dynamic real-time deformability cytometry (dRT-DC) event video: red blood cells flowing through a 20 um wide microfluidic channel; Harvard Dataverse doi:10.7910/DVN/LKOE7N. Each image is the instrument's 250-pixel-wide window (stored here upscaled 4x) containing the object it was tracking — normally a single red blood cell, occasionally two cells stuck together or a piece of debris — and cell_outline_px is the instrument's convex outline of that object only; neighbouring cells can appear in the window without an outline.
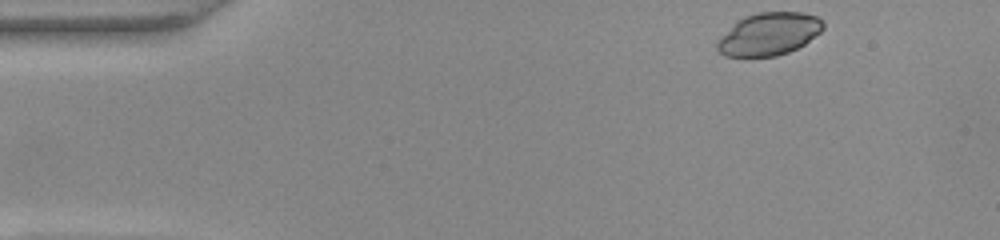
{"species": "common noctule bat (a hibernating species)", "species_latin": "Nyctalus noctula", "temperature_condition": "warm", "stored_images_in_passage": 9, "camera_frame_rate_fps": 3000, "um_per_image_px": 0.085, "animal": {"sex": "female", "body_mass_g": 22.0, "forearm_length_mm": 56.7}, "frame": {"image": 1, "passage_image": 1, "time_ms": 0.0, "image_size_px": [1000, 240], "cell_outline_px": [[824, 28], [820, 32], [804, 44], [788, 52], [776, 56], [724, 56], [716, 48], [716, 40], [720, 36], [744, 16], [756, 12], [800, 12], [816, 16], [824, 24]], "centroid_in_image_um": [65.34, 2.89], "position_along_channel_um": 19.7, "area_um2": 26.13}}